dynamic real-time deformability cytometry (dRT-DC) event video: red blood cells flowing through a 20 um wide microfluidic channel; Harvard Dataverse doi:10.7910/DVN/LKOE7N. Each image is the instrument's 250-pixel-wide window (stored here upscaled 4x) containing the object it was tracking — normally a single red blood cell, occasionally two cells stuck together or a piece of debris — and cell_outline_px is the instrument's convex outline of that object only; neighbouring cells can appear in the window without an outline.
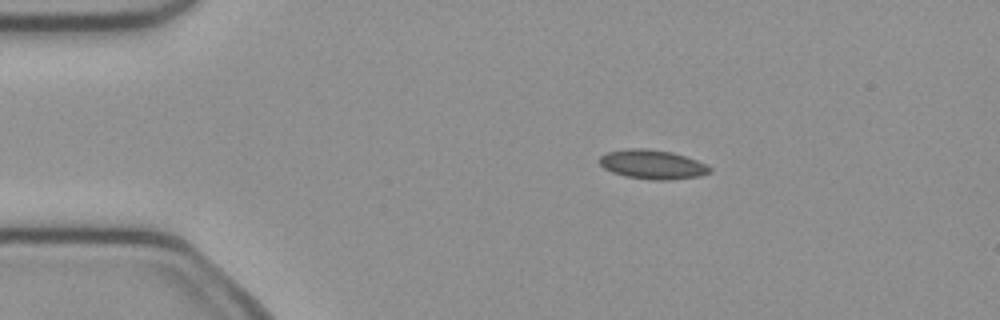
{"species": "common noctule bat (a hibernating species)", "species_latin": "Nyctalus noctula", "temperature_condition": "cold", "stored_images_in_passage": 15, "camera_frame_rate_fps": 3000, "um_per_image_px": 0.085, "animal": {"sex": "female", "body_mass_g": 21.9}, "frame": {"image": 1, "passage_image": 9, "time_ms": 2.667, "image_size_px": [1000, 320], "cell_outline_px": [[712, 172], [700, 176], [668, 180], [656, 180], [624, 176], [612, 172], [604, 168], [600, 164], [600, 156], [608, 152], [628, 148], [648, 148], [672, 152], [696, 160], [712, 168]], "centroid_in_image_um": [55.46, 13.97], "position_along_channel_um": 29.5, "area_um2": 18.73}}